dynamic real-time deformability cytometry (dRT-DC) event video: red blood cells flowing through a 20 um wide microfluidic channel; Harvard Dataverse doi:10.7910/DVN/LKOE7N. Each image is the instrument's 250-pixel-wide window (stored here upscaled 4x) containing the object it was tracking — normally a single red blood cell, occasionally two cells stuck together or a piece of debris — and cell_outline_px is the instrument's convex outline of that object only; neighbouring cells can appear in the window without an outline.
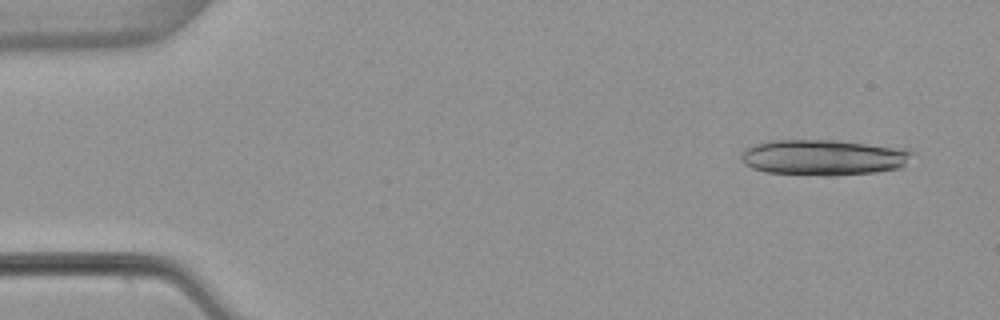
{"species": "common noctule bat (a hibernating species)", "species_latin": "Nyctalus noctula", "temperature_condition": "warm", "stored_images_in_passage": 18, "camera_frame_rate_fps": 3000, "um_per_image_px": 0.085, "animal": {"sex": "female", "body_mass_g": 22.7, "forearm_length_mm": 54.2}, "frame": {"image": 1, "passage_image": 3, "time_ms": 0.667, "image_size_px": [1000, 320], "cell_outline_px": [[916, 152], [904, 168], [876, 172], [832, 176], [820, 176], [764, 172], [752, 168], [744, 164], [740, 156], [740, 152], [756, 144], [772, 140], [836, 140], [908, 148]], "centroid_in_image_um": [70.08, 13.39], "position_along_channel_um": 14.9, "area_um2": 36.36}}
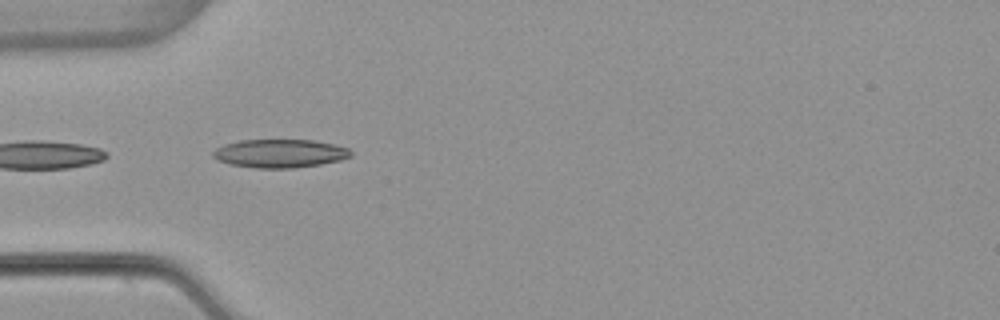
{"frame": {"image": 2, "passage_image": 16, "time_ms": 5.0, "image_size_px": [1000, 320], "cell_outline_px": [[352, 156], [340, 160], [320, 164], [292, 168], [256, 168], [228, 164], [212, 156], [212, 152], [216, 148], [224, 144], [240, 140], [312, 140], [332, 144], [348, 148], [352, 152]], "centroid_in_image_um": [23.77, 13.04], "position_along_channel_um": 61.2, "area_um2": 22.72}}